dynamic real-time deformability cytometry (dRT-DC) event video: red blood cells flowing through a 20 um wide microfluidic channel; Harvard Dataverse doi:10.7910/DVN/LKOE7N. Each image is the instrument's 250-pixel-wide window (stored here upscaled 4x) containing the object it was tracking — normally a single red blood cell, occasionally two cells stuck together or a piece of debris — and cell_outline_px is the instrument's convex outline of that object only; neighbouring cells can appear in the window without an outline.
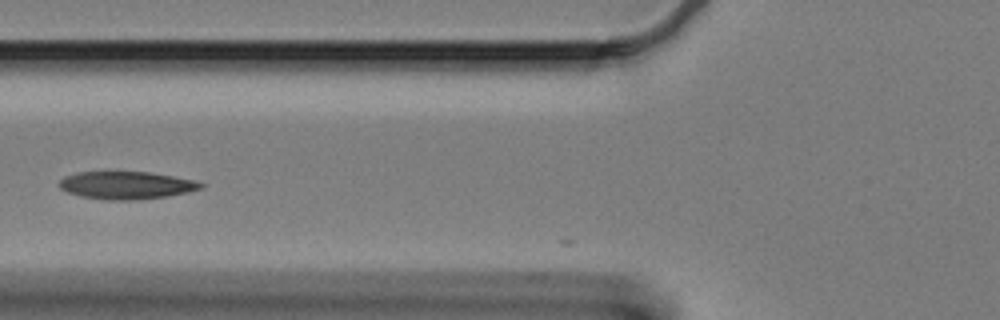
{"species": "Egyptian fruit bat (a non-hibernating species)", "species_latin": "Rousettus aegyptiacus", "temperature_condition": "cold", "stored_images_in_passage": 4, "camera_frame_rate_fps": 3000, "um_per_image_px": 0.085, "animal": {"sex": "female"}, "frame": {"image": 1, "passage_image": 3, "time_ms": 0.667, "image_size_px": [1000, 320], "cell_outline_px": [[204, 188], [188, 192], [168, 196], [136, 200], [104, 200], [80, 196], [68, 192], [60, 188], [56, 184], [64, 176], [76, 172], [148, 172], [196, 180], [204, 184]], "centroid_in_image_um": [10.73, 15.75], "position_along_channel_um": 115.1, "area_um2": 23.0}}